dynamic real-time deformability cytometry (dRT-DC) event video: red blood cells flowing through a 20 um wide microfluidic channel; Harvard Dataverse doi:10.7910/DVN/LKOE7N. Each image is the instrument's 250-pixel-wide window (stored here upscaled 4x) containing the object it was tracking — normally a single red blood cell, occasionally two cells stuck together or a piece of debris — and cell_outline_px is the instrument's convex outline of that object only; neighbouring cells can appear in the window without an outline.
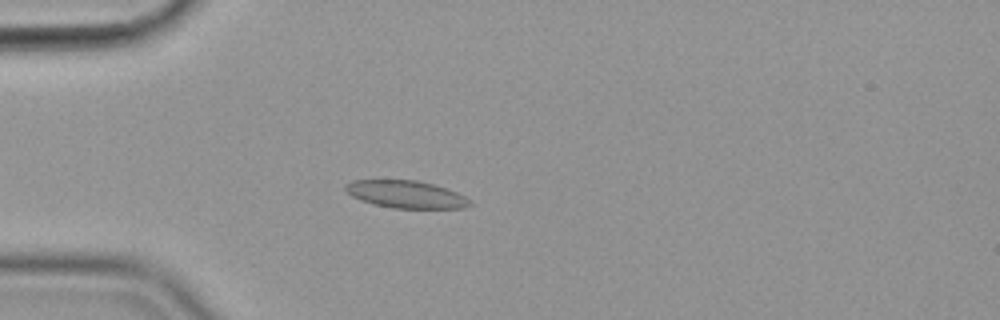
{"species": "common noctule bat (a hibernating species)", "species_latin": "Nyctalus noctula", "temperature_condition": "cold", "stored_images_in_passage": 57, "camera_frame_rate_fps": 3000, "um_per_image_px": 0.085, "animal": {"sex": "female", "body_mass_g": 19.9}, "frame": {"image": 1, "passage_image": 16, "time_ms": 5.0, "image_size_px": [1000, 320], "cell_outline_px": [[472, 204], [464, 208], [392, 208], [372, 204], [360, 200], [352, 196], [344, 188], [344, 184], [352, 180], [416, 180], [432, 184], [456, 192], [472, 200]], "centroid_in_image_um": [34.49, 16.52], "position_along_channel_um": 50.5, "area_um2": 19.88}}
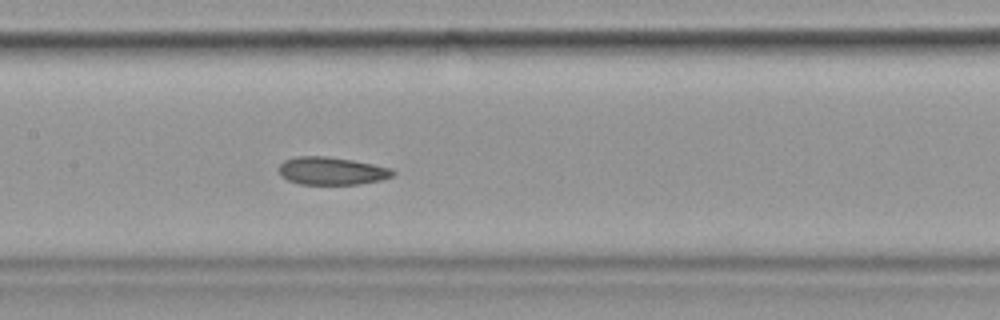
{"frame": {"image": 2, "passage_image": 28, "time_ms": 9.0, "image_size_px": [1000, 320], "cell_outline_px": [[396, 176], [380, 180], [356, 184], [300, 184], [288, 180], [280, 176], [276, 168], [284, 160], [296, 156], [328, 156], [352, 160], [392, 168], [396, 172]], "centroid_in_image_um": [28.17, 14.52], "position_along_channel_um": 179.2, "area_um2": 18.67}}
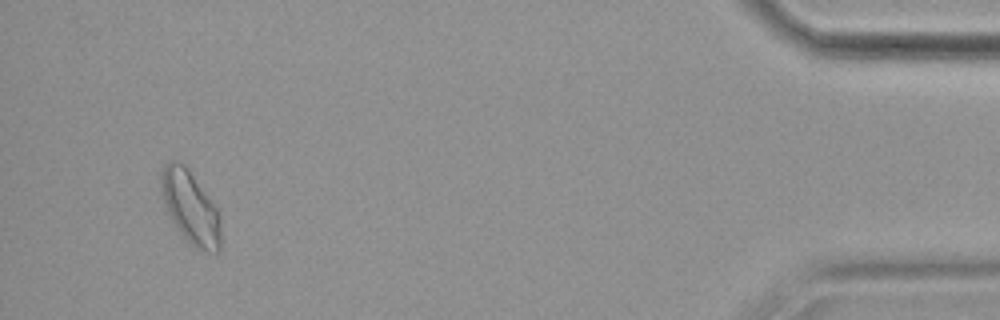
{"frame": {"image": 3, "passage_image": 54, "time_ms": 17.667, "image_size_px": [1000, 320], "cell_outline_px": [[220, 248], [216, 256], [196, 248], [180, 232], [172, 220], [168, 212], [160, 192], [160, 176], [164, 164], [168, 160], [180, 160], [184, 164], [216, 208], [220, 220]], "centroid_in_image_um": [16.16, 17.63], "position_along_channel_um": 419.0, "area_um2": 25.09}, "authors_computed_cell_mechanics": {"area_um2": 20.0566, "velocity_mm_per_s": 3.5559, "shape_relaxation_time_tau1_ms": null, "shape_relaxation_time_tau2_ms": 2.5829, "deformation_change_tau1": null, "deformation_change_tau2": 0.0595}}